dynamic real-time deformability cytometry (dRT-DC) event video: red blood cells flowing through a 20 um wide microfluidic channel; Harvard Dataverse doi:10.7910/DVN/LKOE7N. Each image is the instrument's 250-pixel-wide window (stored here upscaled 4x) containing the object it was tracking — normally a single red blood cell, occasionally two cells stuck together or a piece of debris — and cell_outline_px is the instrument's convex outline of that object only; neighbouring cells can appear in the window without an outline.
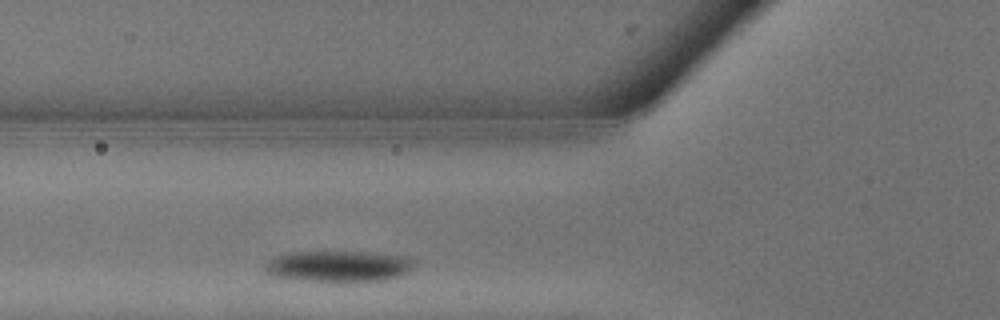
{"species": "common noctule bat (a hibernating species)", "species_latin": "Nyctalus noctula", "temperature_condition": "warm", "stored_images_in_passage": 2, "camera_frame_rate_fps": 3000, "um_per_image_px": 0.085, "animal": {"sex": "male", "body_mass_g": 13.3}, "frame": {"image": 1, "passage_image": 2, "time_ms": 0.333, "image_size_px": [1000, 320], "cell_outline_px": [[416, 260], [412, 268], [408, 272], [400, 276], [384, 280], [348, 284], [340, 284], [292, 280], [272, 276], [264, 268], [268, 260], [276, 256], [296, 252], [372, 252], [400, 256]], "centroid_in_image_um": [28.78, 22.69], "position_along_channel_um": 97.0, "area_um2": 28.03}}